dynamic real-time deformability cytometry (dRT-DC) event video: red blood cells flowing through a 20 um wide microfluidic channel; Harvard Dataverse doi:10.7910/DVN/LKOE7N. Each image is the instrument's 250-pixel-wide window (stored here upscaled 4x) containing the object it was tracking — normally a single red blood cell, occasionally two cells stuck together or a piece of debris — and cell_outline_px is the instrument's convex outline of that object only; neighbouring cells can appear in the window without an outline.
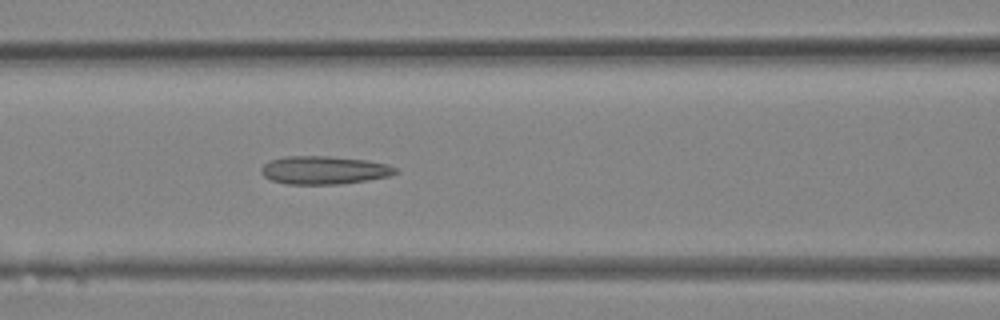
{"species": "Egyptian fruit bat (a non-hibernating species)", "species_latin": "Rousettus aegyptiacus", "temperature_condition": "room temperature", "stored_images_in_passage": 9, "camera_frame_rate_fps": 3000, "um_per_image_px": 0.085, "animal": {"sex": "female"}, "frame": {"image": 1, "passage_image": 7, "time_ms": 2.0, "image_size_px": [1000, 320], "cell_outline_px": [[400, 172], [388, 176], [368, 180], [340, 184], [288, 184], [272, 180], [264, 176], [260, 172], [260, 168], [264, 164], [272, 160], [284, 156], [328, 156], [368, 160], [388, 164], [396, 168]], "centroid_in_image_um": [27.56, 14.46], "position_along_channel_um": 139.0, "area_um2": 22.08}}
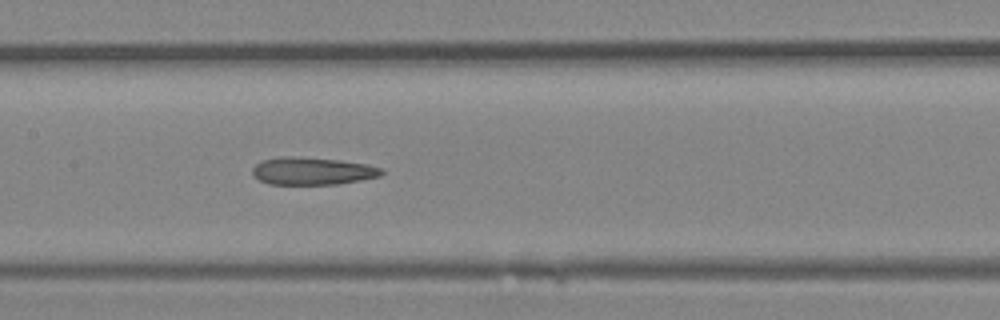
{"frame": {"image": 2, "passage_image": 9, "time_ms": 2.667, "image_size_px": [1000, 320], "cell_outline_px": [[384, 172], [380, 176], [360, 180], [336, 184], [268, 184], [252, 176], [252, 168], [260, 160], [280, 156], [292, 156], [340, 160], [368, 164], [384, 168]], "centroid_in_image_um": [26.53, 14.53], "position_along_channel_um": 180.9, "area_um2": 20.92}}